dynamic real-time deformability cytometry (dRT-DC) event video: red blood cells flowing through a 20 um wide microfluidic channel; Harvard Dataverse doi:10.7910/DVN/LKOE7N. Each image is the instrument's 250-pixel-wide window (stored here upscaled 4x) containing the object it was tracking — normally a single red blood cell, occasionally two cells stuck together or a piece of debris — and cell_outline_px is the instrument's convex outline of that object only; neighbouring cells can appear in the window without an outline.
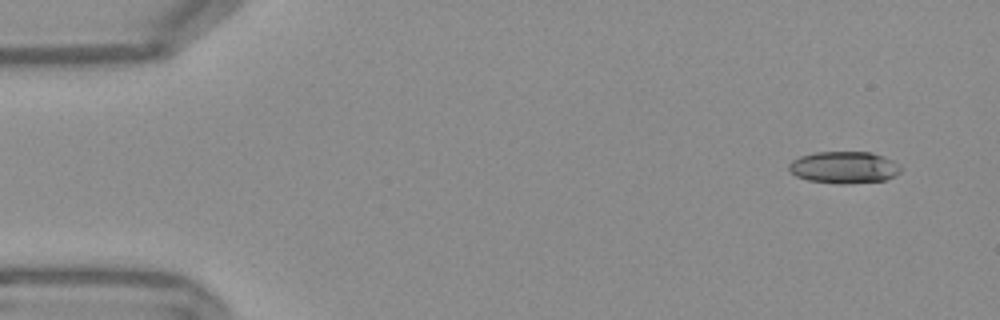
{"species": "Egyptian fruit bat (a non-hibernating species)", "species_latin": "Rousettus aegyptiacus", "temperature_condition": "warm", "stored_images_in_passage": 51, "camera_frame_rate_fps": 3000, "um_per_image_px": 0.085, "frame": {"image": 1, "passage_image": 1, "time_ms": 0.0, "image_size_px": [1000, 320], "cell_outline_px": [[900, 172], [896, 176], [884, 180], [848, 184], [836, 184], [808, 180], [796, 176], [788, 168], [788, 164], [792, 160], [800, 156], [816, 152], [872, 152], [884, 156], [900, 164]], "centroid_in_image_um": [71.76, 14.23], "position_along_channel_um": 13.2, "area_um2": 20.98}}
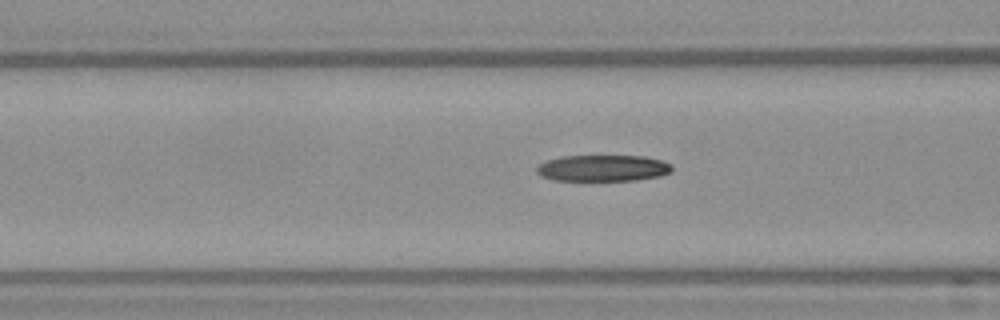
{"frame": {"image": 2, "passage_image": 18, "time_ms": 5.667, "image_size_px": [1000, 320], "cell_outline_px": [[672, 172], [660, 176], [636, 180], [552, 180], [540, 176], [536, 172], [536, 168], [540, 164], [548, 160], [564, 156], [644, 156], [660, 160], [672, 164]], "centroid_in_image_um": [51.26, 14.29], "position_along_channel_um": 115.3, "area_um2": 20.75}}
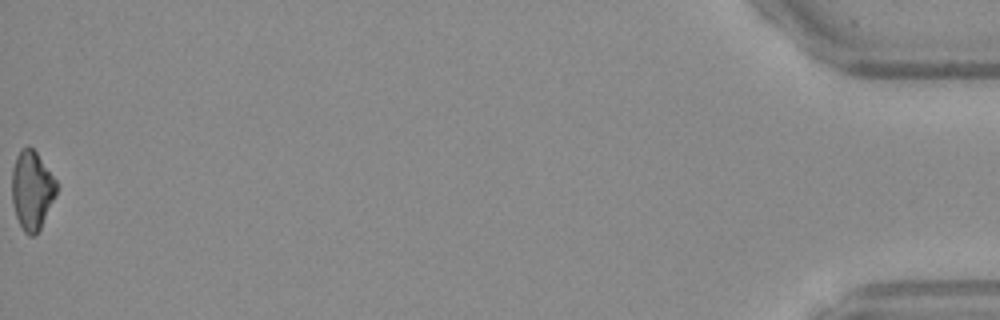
{"frame": {"image": 3, "passage_image": 51, "time_ms": 16.667, "image_size_px": [1000, 320], "cell_outline_px": [[56, 192], [40, 228], [36, 236], [28, 236], [24, 232], [16, 216], [12, 204], [12, 168], [16, 156], [20, 148], [28, 144], [36, 152], [56, 180]], "centroid_in_image_um": [2.68, 16.14], "position_along_channel_um": 432.5, "area_um2": 20.35}}